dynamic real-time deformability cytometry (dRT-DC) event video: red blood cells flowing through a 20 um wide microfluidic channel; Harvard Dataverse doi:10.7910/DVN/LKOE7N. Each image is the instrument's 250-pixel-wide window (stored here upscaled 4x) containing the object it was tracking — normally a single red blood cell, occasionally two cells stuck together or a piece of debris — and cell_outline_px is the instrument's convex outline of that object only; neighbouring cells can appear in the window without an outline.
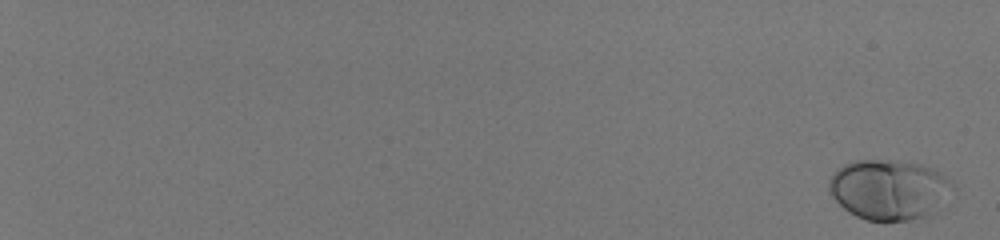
{"species": "human", "species_latin": "Homo sapiens", "temperature_condition": "room temperature", "stored_images_in_passage": 57, "camera_frame_rate_fps": 3000, "um_per_image_px": 0.085, "donor": {"sex": "male"}, "frame": {"image": 1, "passage_image": 1, "time_ms": 0.0, "image_size_px": [1000, 240], "cell_outline_px": [[948, 184], [924, 216], [908, 220], [884, 224], [868, 220], [856, 216], [848, 212], [828, 192], [828, 180], [844, 164], [852, 160], [896, 160], [920, 164], [932, 168], [940, 172], [948, 180]], "centroid_in_image_um": [75.35, 16.1], "position_along_channel_um": 9.6, "area_um2": 41.91}}
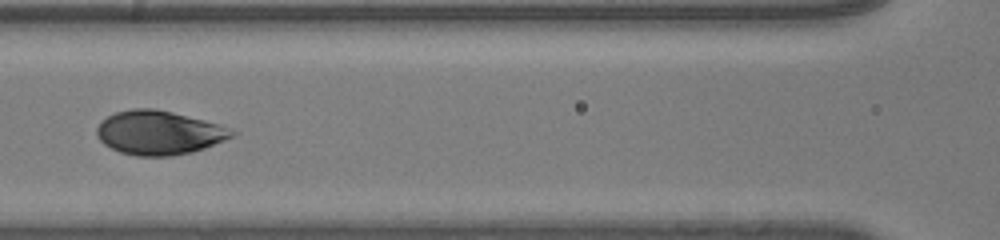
{"frame": {"image": 2, "passage_image": 33, "time_ms": 10.667, "image_size_px": [1000, 240], "cell_outline_px": [[240, 132], [224, 140], [204, 148], [192, 152], [172, 156], [136, 156], [120, 152], [104, 144], [96, 136], [96, 128], [108, 116], [116, 112], [132, 108], [156, 108], [220, 124]], "centroid_in_image_um": [13.52, 11.28], "position_along_channel_um": 153.1, "area_um2": 34.62}}
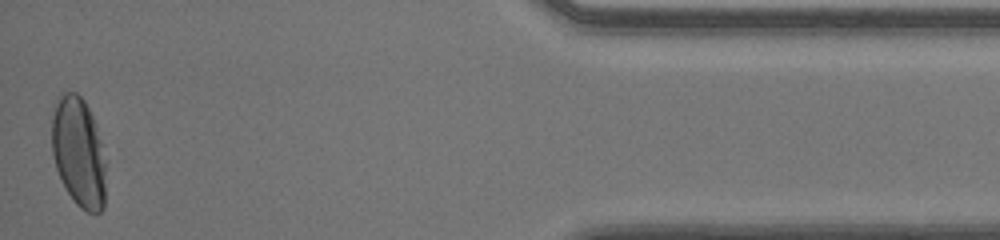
{"frame": {"image": 3, "passage_image": 57, "time_ms": 18.667, "image_size_px": [1000, 240], "cell_outline_px": [[104, 208], [100, 212], [88, 212], [80, 208], [72, 200], [56, 168], [52, 156], [52, 116], [56, 104], [60, 96], [64, 92], [76, 92], [84, 100], [96, 124], [100, 140], [104, 164]], "centroid_in_image_um": [6.66, 12.94], "position_along_channel_um": 428.5, "area_um2": 34.1}, "authors_computed_cell_mechanics": {"area_um2": 35.3736, "velocity_mm_per_s": 4.0552, "shape_relaxation_time_tau1_ms": 3.4615, "shape_relaxation_time_tau2_ms": null, "deformation_change_tau1": 0.1609, "deformation_change_tau2": null}}